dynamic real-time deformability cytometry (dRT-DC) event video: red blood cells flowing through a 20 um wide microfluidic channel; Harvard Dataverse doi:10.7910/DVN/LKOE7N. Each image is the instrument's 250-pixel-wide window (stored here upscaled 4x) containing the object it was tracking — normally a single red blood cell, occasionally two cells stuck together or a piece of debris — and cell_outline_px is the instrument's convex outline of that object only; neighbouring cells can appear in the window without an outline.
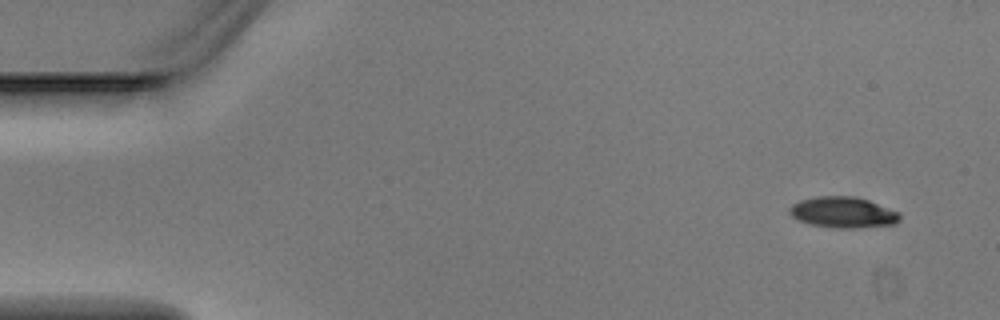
{"species": "Egyptian fruit bat (a non-hibernating species)", "species_latin": "Rousettus aegyptiacus", "temperature_condition": "warm", "stored_images_in_passage": 4, "camera_frame_rate_fps": 3000, "um_per_image_px": 0.085, "animal": {"sex": "male"}, "frame": {"image": 1, "passage_image": 1, "time_ms": 0.0, "image_size_px": [1000, 320], "cell_outline_px": [[900, 220], [896, 224], [860, 228], [836, 228], [808, 224], [796, 220], [788, 212], [788, 208], [792, 204], [800, 200], [816, 196], [856, 196], [868, 200], [900, 212]], "centroid_in_image_um": [71.64, 18.05], "position_along_channel_um": 13.4, "area_um2": 20.23}}
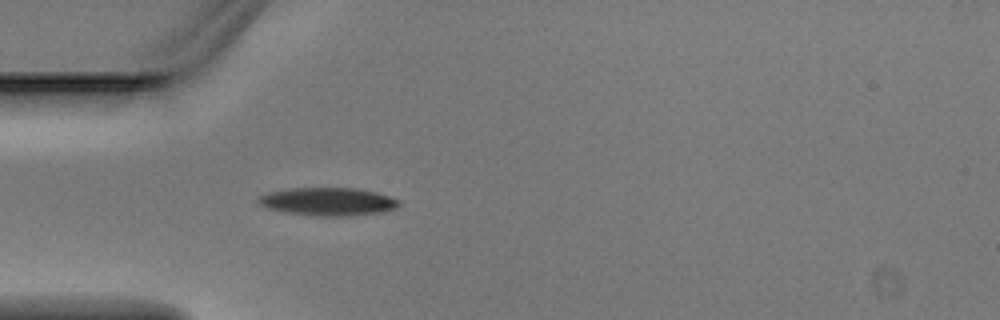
{"frame": {"image": 2, "passage_image": 4, "time_ms": 1.0, "image_size_px": [1000, 320], "cell_outline_px": [[400, 204], [396, 208], [384, 212], [348, 216], [320, 216], [284, 212], [268, 208], [260, 204], [256, 200], [260, 196], [268, 192], [288, 188], [360, 188], [376, 192], [400, 200]], "centroid_in_image_um": [27.9, 17.13], "position_along_channel_um": 57.1, "area_um2": 23.06}}